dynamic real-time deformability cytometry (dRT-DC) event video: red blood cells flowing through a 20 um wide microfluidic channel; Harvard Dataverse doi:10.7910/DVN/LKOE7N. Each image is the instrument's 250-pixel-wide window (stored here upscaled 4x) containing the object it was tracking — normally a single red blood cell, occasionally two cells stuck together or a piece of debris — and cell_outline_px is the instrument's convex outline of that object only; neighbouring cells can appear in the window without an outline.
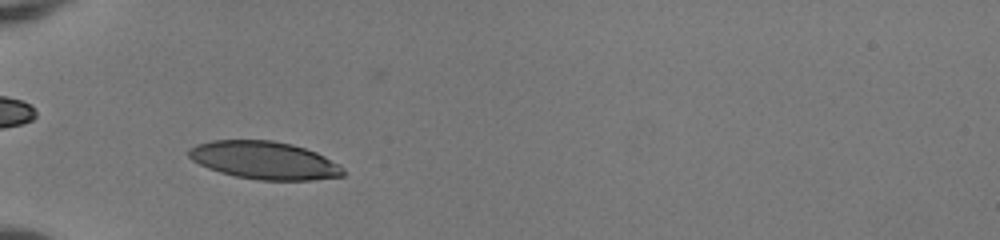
{"species": "human", "species_latin": "Homo sapiens", "temperature_condition": "room temperature", "stored_images_in_passage": 32, "camera_frame_rate_fps": 3000, "um_per_image_px": 0.085, "donor": {"sex": "female"}, "frame": {"image": 1, "passage_image": 3, "time_ms": 0.667, "image_size_px": [1000, 240], "cell_outline_px": [[344, 176], [312, 180], [256, 180], [236, 176], [220, 172], [208, 168], [192, 160], [188, 156], [188, 148], [196, 144], [212, 140], [272, 140], [292, 144], [316, 152], [340, 164], [344, 168]], "centroid_in_image_um": [22.47, 13.62], "position_along_channel_um": 62.5, "area_um2": 34.16}}
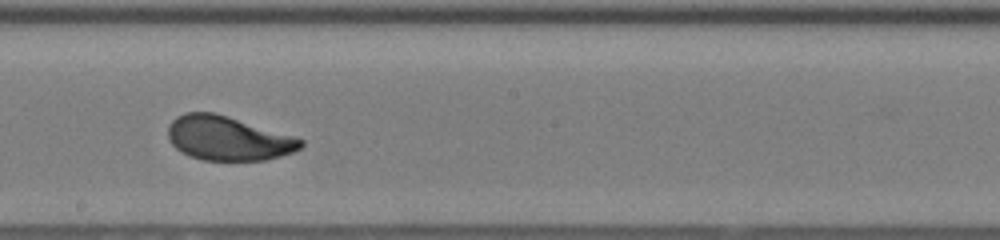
{"frame": {"image": 2, "passage_image": 16, "time_ms": 5.0, "image_size_px": [1000, 240], "cell_outline_px": [[304, 144], [300, 148], [292, 152], [280, 156], [264, 160], [204, 160], [188, 156], [180, 152], [168, 140], [168, 124], [176, 116], [184, 112], [216, 112], [292, 136], [304, 140]], "centroid_in_image_um": [19.32, 11.75], "position_along_channel_um": 228.9, "area_um2": 34.22}}
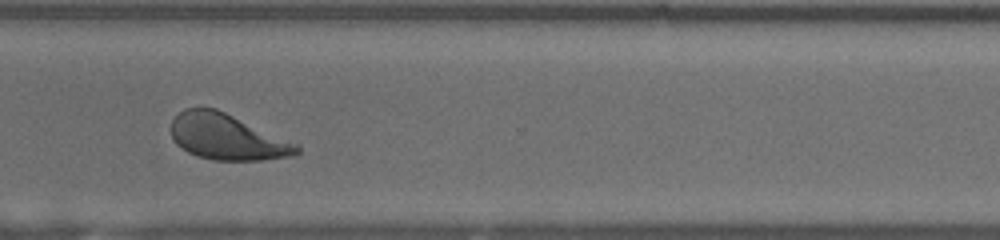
{"frame": {"image": 3, "passage_image": 25, "time_ms": 8.0, "image_size_px": [1000, 240], "cell_outline_px": [[300, 152], [296, 156], [264, 160], [212, 160], [196, 156], [188, 152], [176, 144], [172, 140], [172, 120], [184, 108], [216, 108], [300, 144]], "centroid_in_image_um": [19.35, 11.66], "position_along_channel_um": 351.3, "area_um2": 33.87}, "authors_computed_cell_mechanics": {"area_um2": 34.2176, "velocity_mm_per_s": 4.0885, "shape_relaxation_time_tau1_ms": 2.2728, "shape_relaxation_time_tau2_ms": null, "deformation_change_tau1": 0.136, "deformation_change_tau2": null}}